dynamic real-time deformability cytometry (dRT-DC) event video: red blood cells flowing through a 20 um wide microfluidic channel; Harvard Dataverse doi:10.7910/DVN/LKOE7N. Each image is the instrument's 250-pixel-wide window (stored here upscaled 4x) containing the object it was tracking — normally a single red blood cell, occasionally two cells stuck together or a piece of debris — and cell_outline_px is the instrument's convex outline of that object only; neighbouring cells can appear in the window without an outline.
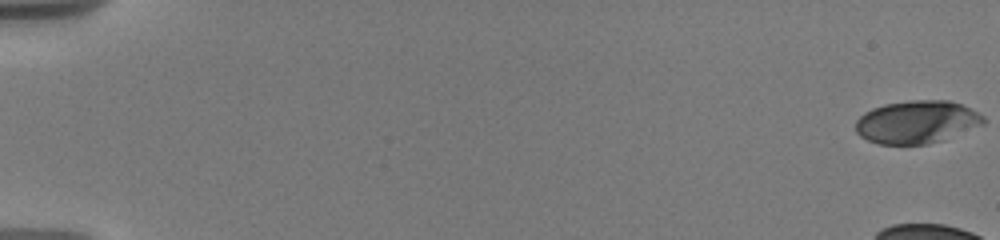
{"species": "human", "species_latin": "Homo sapiens", "temperature_condition": "warm", "stored_images_in_passage": 17, "camera_frame_rate_fps": 3000, "um_per_image_px": 0.085, "donor": {"sex": "male"}, "frame": {"image": 1, "passage_image": 1, "time_ms": 0.0, "image_size_px": [1000, 240], "cell_outline_px": [[984, 124], [944, 140], [928, 144], [880, 144], [868, 140], [860, 136], [856, 132], [856, 120], [864, 112], [872, 108], [884, 104], [908, 100], [948, 100], [960, 104], [984, 116]], "centroid_in_image_um": [77.91, 10.37], "position_along_channel_um": 7.1, "area_um2": 31.91}}
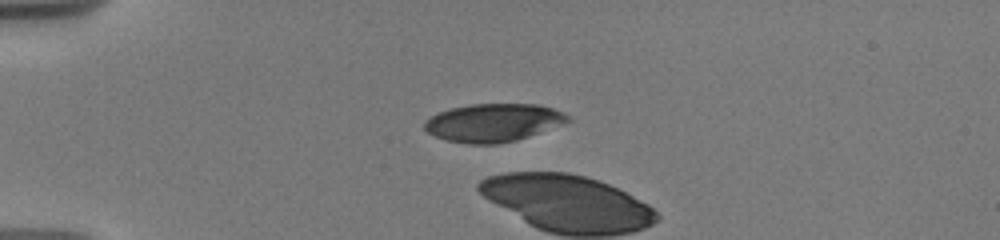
{"frame": {"image": 2, "passage_image": 15, "time_ms": 5.0, "image_size_px": [1000, 240], "cell_outline_px": [[572, 120], [528, 136], [516, 140], [496, 144], [468, 144], [448, 140], [436, 136], [428, 132], [424, 128], [424, 120], [440, 112], [452, 108], [472, 104], [536, 104], [552, 108], [564, 112]], "centroid_in_image_um": [41.92, 10.42], "position_along_channel_um": 43.1, "area_um2": 31.44}}